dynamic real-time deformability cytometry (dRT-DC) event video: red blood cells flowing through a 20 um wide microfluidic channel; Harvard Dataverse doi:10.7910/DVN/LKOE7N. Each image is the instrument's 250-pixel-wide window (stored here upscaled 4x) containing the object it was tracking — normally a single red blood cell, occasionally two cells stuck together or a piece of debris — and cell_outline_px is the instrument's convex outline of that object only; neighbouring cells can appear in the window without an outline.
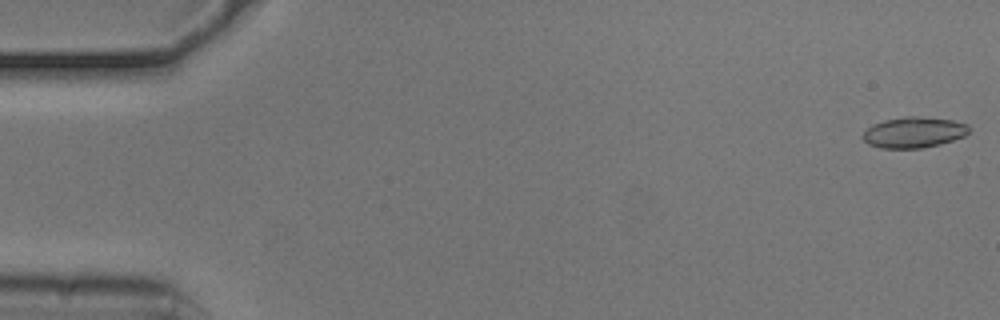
{"species": "common noctule bat (a hibernating species)", "species_latin": "Nyctalus noctula", "temperature_condition": "cold", "stored_images_in_passage": 54, "camera_frame_rate_fps": 3000, "um_per_image_px": 0.085, "animal": {"sex": "male", "body_mass_g": 20.5, "forearm_length_mm": 52.5}, "frame": {"image": 1, "passage_image": 1, "time_ms": 0.0, "image_size_px": [1000, 320], "cell_outline_px": [[972, 128], [964, 136], [940, 144], [920, 148], [880, 148], [868, 144], [860, 136], [872, 124], [884, 120], [908, 116], [912, 116], [952, 120], [968, 124]], "centroid_in_image_um": [77.66, 11.25], "position_along_channel_um": 7.3, "area_um2": 19.02}}
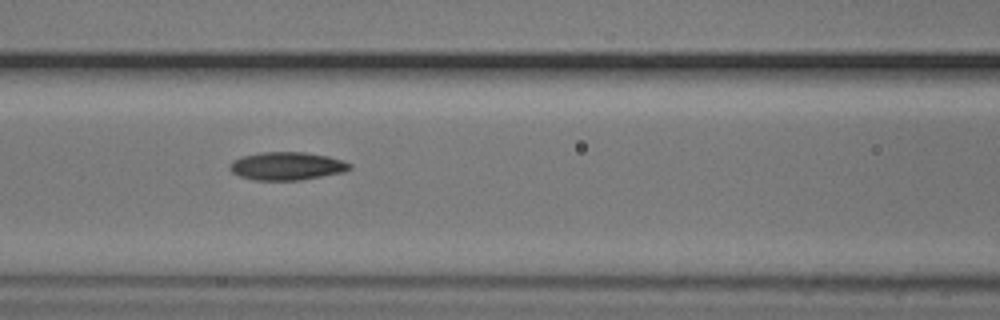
{"frame": {"image": 2, "passage_image": 23, "time_ms": 7.333, "image_size_px": [1000, 320], "cell_outline_px": [[352, 168], [344, 172], [300, 180], [252, 180], [240, 176], [232, 172], [228, 168], [228, 164], [232, 160], [240, 156], [264, 152], [304, 152], [328, 156], [352, 164]], "centroid_in_image_um": [24.34, 14.11], "position_along_channel_um": 142.3, "area_um2": 19.71}}
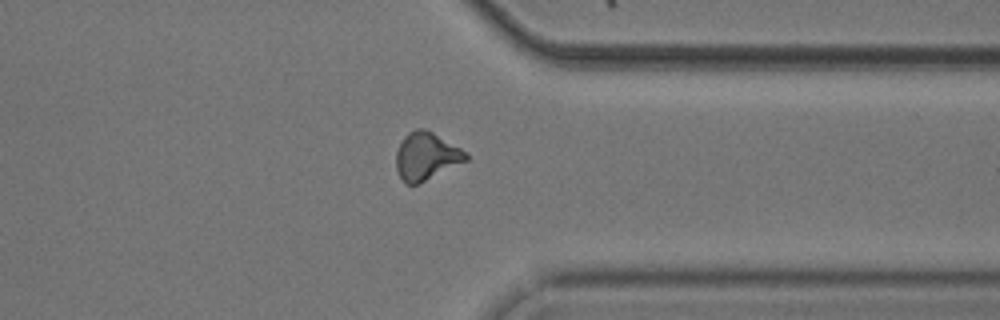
{"frame": {"image": 3, "passage_image": 42, "time_ms": 13.667, "image_size_px": [1000, 320], "cell_outline_px": [[468, 160], [420, 184], [404, 184], [396, 168], [396, 152], [404, 136], [408, 132], [416, 128], [424, 128], [432, 132], [468, 152]], "centroid_in_image_um": [36.24, 13.29], "position_along_channel_um": 375.2, "area_um2": 19.54}, "authors_computed_cell_mechanics": {"area_um2": 19.0162, "velocity_mm_per_s": 3.7375, "shape_relaxation_time_tau1_ms": 6.0451, "shape_relaxation_time_tau2_ms": 3.9988, "deformation_change_tau1": 0.1621, "deformation_change_tau2": 0.1114}}